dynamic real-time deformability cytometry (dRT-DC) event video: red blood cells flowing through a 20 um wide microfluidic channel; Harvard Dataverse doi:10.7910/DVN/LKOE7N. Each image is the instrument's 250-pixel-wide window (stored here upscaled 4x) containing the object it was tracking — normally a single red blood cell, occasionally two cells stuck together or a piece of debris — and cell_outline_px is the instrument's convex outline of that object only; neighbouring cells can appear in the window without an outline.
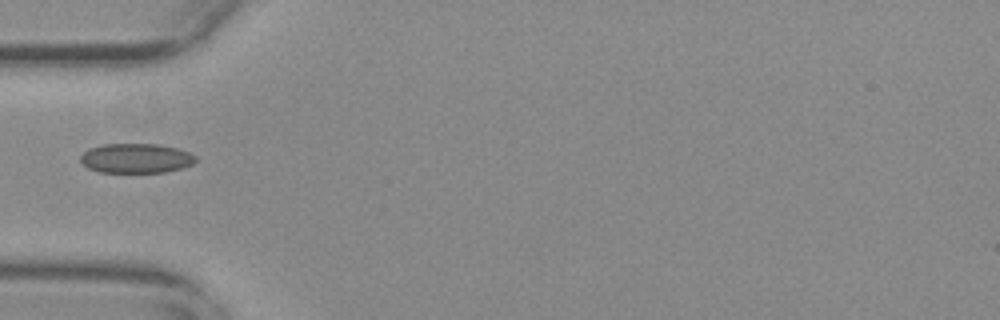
{"species": "common noctule bat (a hibernating species)", "species_latin": "Nyctalus noctula", "temperature_condition": "warm", "stored_images_in_passage": 14, "camera_frame_rate_fps": 3000, "um_per_image_px": 0.085, "animal": {"sex": "female", "body_mass_g": 29.2, "forearm_length_mm": 56.3}, "frame": {"image": 1, "passage_image": 1, "time_ms": 0.0, "image_size_px": [1000, 320], "cell_outline_px": [[196, 160], [192, 164], [180, 168], [164, 172], [100, 172], [88, 168], [80, 160], [80, 156], [88, 148], [104, 144], [160, 144], [176, 148], [188, 152], [196, 156]], "centroid_in_image_um": [11.54, 13.44], "position_along_channel_um": 73.5, "area_um2": 19.77}}
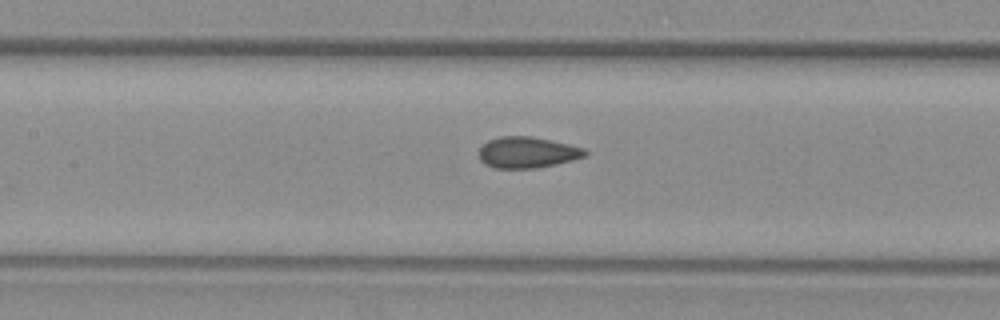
{"frame": {"image": 2, "passage_image": 8, "time_ms": 2.333, "image_size_px": [1000, 320], "cell_outline_px": [[588, 156], [556, 164], [536, 168], [492, 168], [484, 164], [480, 160], [480, 148], [488, 140], [500, 136], [532, 136], [568, 144], [584, 148], [588, 152]], "centroid_in_image_um": [44.83, 12.96], "position_along_channel_um": 162.6, "area_um2": 19.31}}
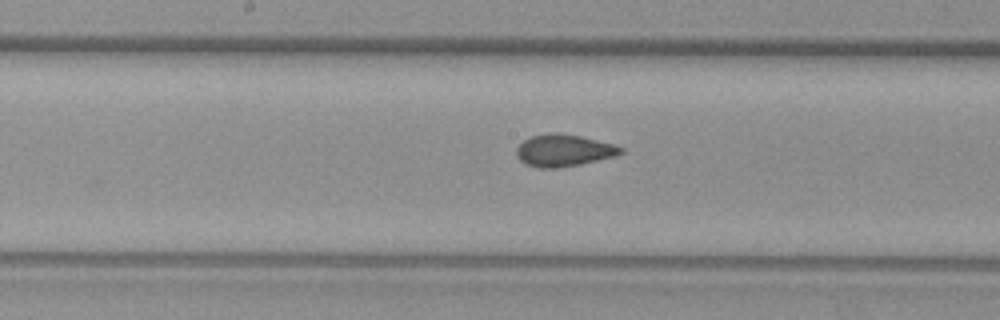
{"frame": {"image": 3, "passage_image": 11, "time_ms": 3.333, "image_size_px": [1000, 320], "cell_outline_px": [[624, 152], [616, 156], [580, 164], [560, 168], [540, 168], [524, 164], [516, 156], [516, 148], [524, 140], [532, 136], [552, 132], [556, 132], [580, 136], [616, 144], [624, 148]], "centroid_in_image_um": [47.93, 12.79], "position_along_channel_um": 200.3, "area_um2": 19.65}}